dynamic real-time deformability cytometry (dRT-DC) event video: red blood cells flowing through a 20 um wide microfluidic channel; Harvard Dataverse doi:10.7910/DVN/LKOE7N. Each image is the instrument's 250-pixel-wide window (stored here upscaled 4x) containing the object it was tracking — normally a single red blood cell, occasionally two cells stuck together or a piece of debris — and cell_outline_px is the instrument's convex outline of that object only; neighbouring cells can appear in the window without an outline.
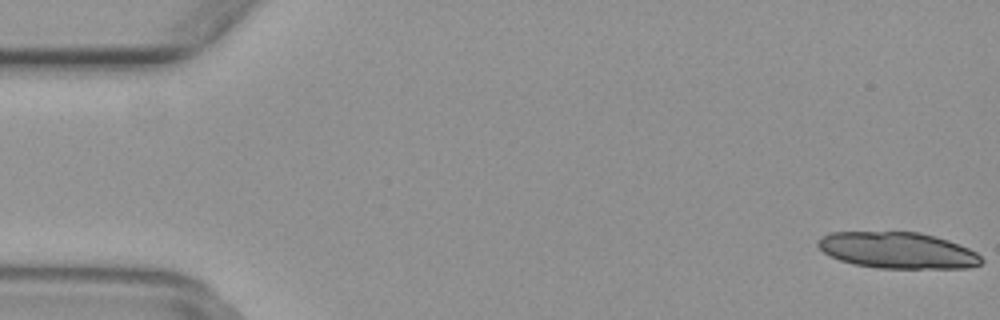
{"species": "common noctule bat (a hibernating species)", "species_latin": "Nyctalus noctula", "temperature_condition": "warm", "stored_images_in_passage": 16, "camera_frame_rate_fps": 3000, "um_per_image_px": 0.085, "animal": {"sex": "female", "body_mass_g": 29.2, "forearm_length_mm": 56.3}, "frame": {"image": 1, "passage_image": 1, "time_ms": 0.0, "image_size_px": [1000, 320], "cell_outline_px": [[984, 260], [980, 264], [968, 268], [876, 268], [852, 264], [828, 256], [816, 244], [816, 240], [820, 236], [832, 232], [920, 232], [948, 240], [968, 248], [976, 252]], "centroid_in_image_um": [76.26, 21.28], "position_along_channel_um": 8.7, "area_um2": 34.74}}